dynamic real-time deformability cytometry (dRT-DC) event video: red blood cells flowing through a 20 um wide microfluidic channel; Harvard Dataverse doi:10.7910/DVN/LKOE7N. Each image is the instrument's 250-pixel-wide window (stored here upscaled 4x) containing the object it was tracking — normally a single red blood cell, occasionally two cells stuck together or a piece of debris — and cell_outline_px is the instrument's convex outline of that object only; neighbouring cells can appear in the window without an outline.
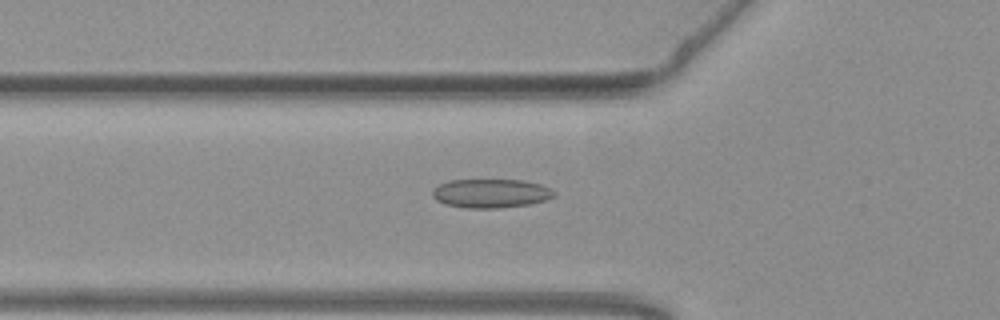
{"species": "common noctule bat (a hibernating species)", "species_latin": "Nyctalus noctula", "temperature_condition": "warm", "stored_images_in_passage": 53, "camera_frame_rate_fps": 3000, "um_per_image_px": 0.085, "animal": {"sex": "female", "body_mass_g": 19.3, "forearm_length_mm": 54.1}, "frame": {"image": 1, "passage_image": 18, "time_ms": 5.667, "image_size_px": [1000, 320], "cell_outline_px": [[556, 196], [544, 200], [528, 204], [496, 208], [464, 208], [444, 204], [436, 200], [432, 196], [432, 192], [440, 184], [448, 180], [524, 180], [540, 184], [556, 192]], "centroid_in_image_um": [41.71, 16.43], "position_along_channel_um": 84.1, "area_um2": 20.4}}
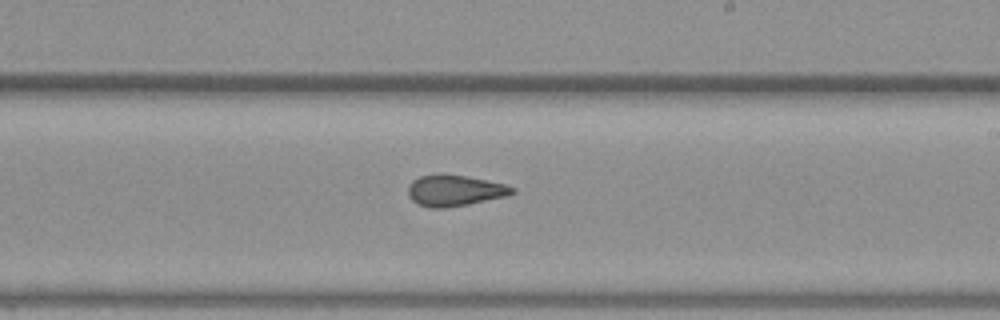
{"frame": {"image": 2, "passage_image": 31, "time_ms": 10.0, "image_size_px": [1000, 320], "cell_outline_px": [[516, 192], [504, 196], [468, 204], [448, 208], [428, 208], [416, 204], [408, 196], [408, 188], [412, 180], [420, 176], [464, 176], [504, 184], [516, 188]], "centroid_in_image_um": [38.62, 16.24], "position_along_channel_um": 250.4, "area_um2": 18.38}}
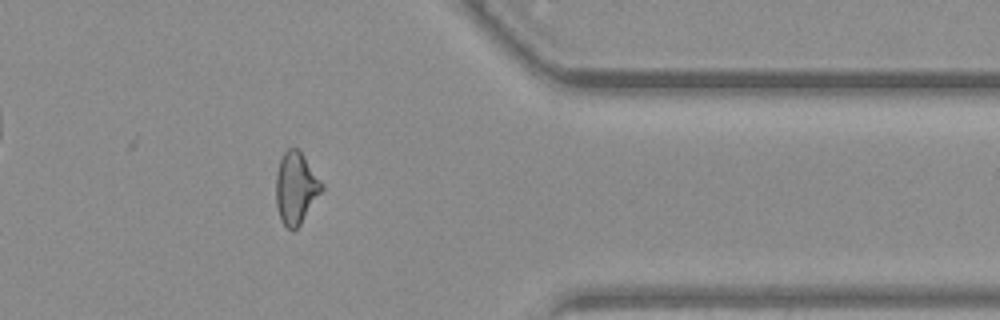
{"frame": {"image": 3, "passage_image": 43, "time_ms": 14.0, "image_size_px": [1000, 320], "cell_outline_px": [[324, 188], [300, 224], [292, 232], [280, 220], [276, 204], [276, 172], [280, 160], [284, 152], [288, 148], [296, 148], [304, 156], [324, 184]], "centroid_in_image_um": [25.14, 15.98], "position_along_channel_um": 386.3, "area_um2": 19.07}, "authors_computed_cell_mechanics": {"area_um2": 19.7098, "velocity_mm_per_s": 3.8159, "shape_relaxation_time_tau1_ms": null, "shape_relaxation_time_tau2_ms": 2.507, "deformation_change_tau1": null, "deformation_change_tau2": 0.1083}}